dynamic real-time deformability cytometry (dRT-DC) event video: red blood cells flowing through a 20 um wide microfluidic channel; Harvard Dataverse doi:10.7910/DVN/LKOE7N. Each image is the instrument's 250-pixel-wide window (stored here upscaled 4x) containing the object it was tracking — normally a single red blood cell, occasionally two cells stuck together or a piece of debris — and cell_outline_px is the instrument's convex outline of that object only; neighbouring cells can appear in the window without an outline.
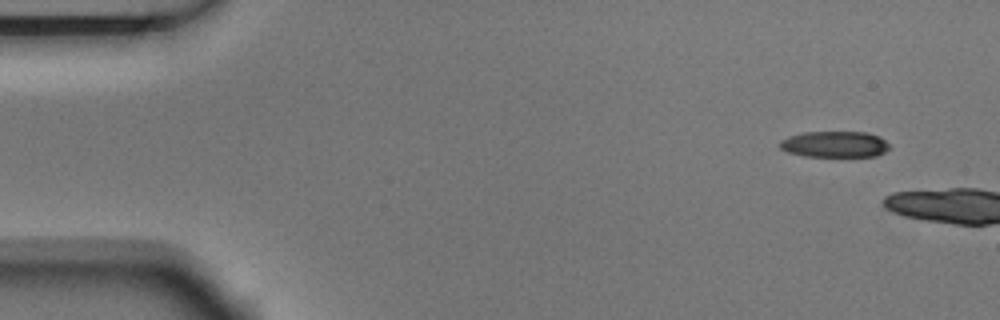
{"species": "Egyptian fruit bat (a non-hibernating species)", "species_latin": "Rousettus aegyptiacus", "temperature_condition": "room temperature", "stored_images_in_passage": 5, "camera_frame_rate_fps": 3000, "um_per_image_px": 0.085, "animal": {"sex": "male"}, "frame": {"image": 1, "passage_image": 1, "time_ms": 0.0, "image_size_px": [1000, 320], "cell_outline_px": [[892, 148], [876, 156], [804, 156], [788, 152], [780, 148], [780, 140], [788, 136], [804, 132], [868, 132], [880, 136]], "centroid_in_image_um": [70.97, 12.26], "position_along_channel_um": 14.0, "area_um2": 16.76}}